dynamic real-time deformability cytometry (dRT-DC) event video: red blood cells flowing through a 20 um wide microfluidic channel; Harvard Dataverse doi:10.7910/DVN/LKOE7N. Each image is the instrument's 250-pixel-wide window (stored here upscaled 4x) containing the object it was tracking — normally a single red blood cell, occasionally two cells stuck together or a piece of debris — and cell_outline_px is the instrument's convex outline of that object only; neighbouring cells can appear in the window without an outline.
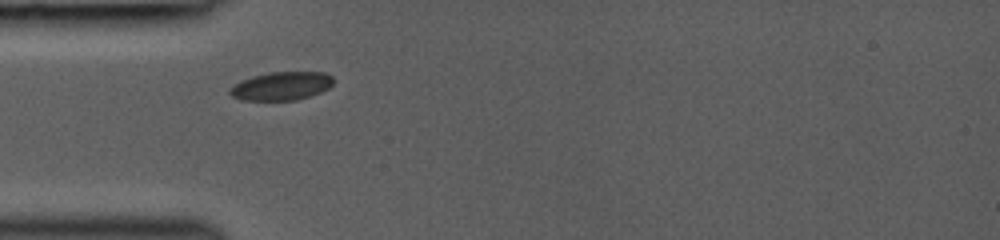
{"species": "common noctule bat (a hibernating species)", "species_latin": "Nyctalus noctula", "temperature_condition": "room temperature", "stored_images_in_passage": 8, "camera_frame_rate_fps": 3000, "um_per_image_px": 0.085, "animal": {"sex": "female", "body_mass_g": 19.0, "forearm_length_mm": 53.3}, "frame": {"image": 1, "passage_image": 1, "time_ms": 0.0, "image_size_px": [1000, 240], "cell_outline_px": [[332, 84], [328, 88], [320, 92], [296, 100], [240, 100], [232, 96], [228, 92], [228, 88], [240, 80], [252, 76], [268, 72], [324, 72], [332, 76]], "centroid_in_image_um": [23.86, 7.3], "position_along_channel_um": 61.1, "area_um2": 17.17}}
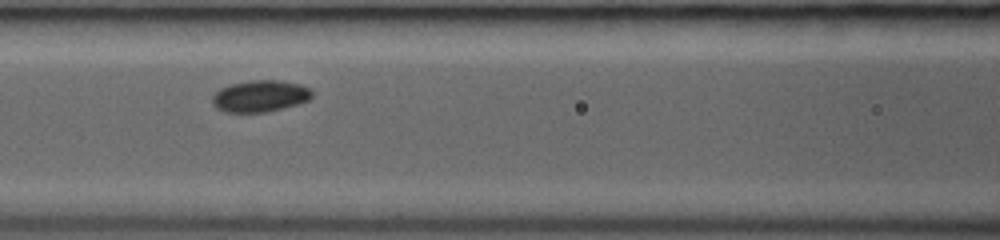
{"frame": {"image": 2, "passage_image": 3, "time_ms": 2.0, "image_size_px": [1000, 240], "cell_outline_px": [[312, 96], [308, 100], [284, 108], [264, 112], [228, 112], [216, 108], [212, 104], [212, 96], [220, 88], [232, 84], [252, 80], [280, 80], [300, 84], [308, 88], [312, 92]], "centroid_in_image_um": [22.09, 8.16], "position_along_channel_um": 144.5, "area_um2": 18.26}}
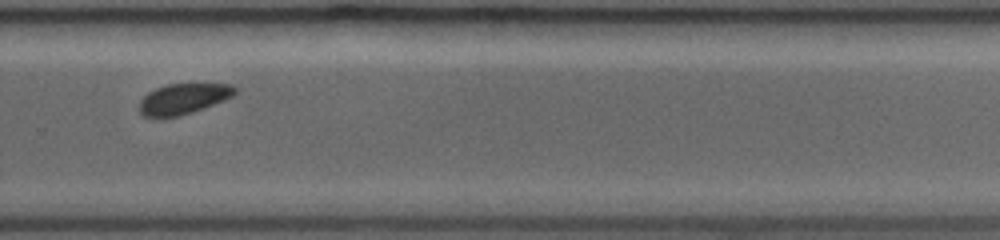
{"frame": {"image": 3, "passage_image": 7, "time_ms": 6.0, "image_size_px": [1000, 240], "cell_outline_px": [[236, 92], [232, 96], [224, 100], [192, 112], [180, 116], [144, 116], [140, 112], [140, 100], [148, 92], [156, 88], [168, 84], [232, 84], [236, 88]], "centroid_in_image_um": [15.59, 8.38], "position_along_channel_um": 314.2, "area_um2": 16.7}}